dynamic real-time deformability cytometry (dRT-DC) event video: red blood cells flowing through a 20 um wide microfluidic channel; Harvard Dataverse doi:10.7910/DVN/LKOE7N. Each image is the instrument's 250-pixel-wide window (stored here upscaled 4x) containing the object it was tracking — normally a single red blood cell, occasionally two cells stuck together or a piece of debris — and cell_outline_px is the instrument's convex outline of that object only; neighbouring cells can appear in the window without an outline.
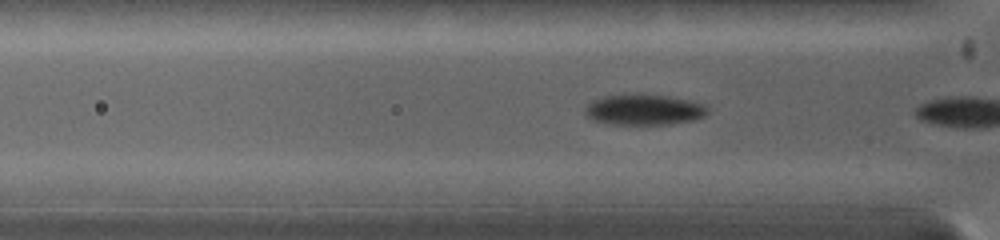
{"species": "common noctule bat (a hibernating species)", "species_latin": "Nyctalus noctula", "temperature_condition": "warm", "stored_images_in_passage": 8, "camera_frame_rate_fps": 5000, "um_per_image_px": 0.085, "animal": {"sex": "female", "body_mass_g": 19.0, "forearm_length_mm": 53.3}, "frame": {"image": 1, "passage_image": 5, "time_ms": 0.8, "image_size_px": [1000, 240], "cell_outline_px": [[708, 112], [704, 116], [696, 120], [668, 124], [612, 124], [592, 120], [584, 112], [584, 108], [592, 100], [604, 96], [632, 92], [640, 92], [668, 96], [692, 100], [704, 104], [708, 108]], "centroid_in_image_um": [54.74, 9.29], "position_along_channel_um": 71.1, "area_um2": 22.54}}